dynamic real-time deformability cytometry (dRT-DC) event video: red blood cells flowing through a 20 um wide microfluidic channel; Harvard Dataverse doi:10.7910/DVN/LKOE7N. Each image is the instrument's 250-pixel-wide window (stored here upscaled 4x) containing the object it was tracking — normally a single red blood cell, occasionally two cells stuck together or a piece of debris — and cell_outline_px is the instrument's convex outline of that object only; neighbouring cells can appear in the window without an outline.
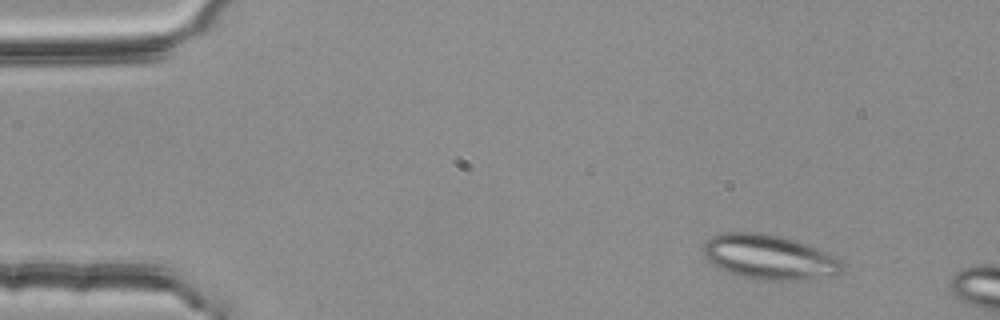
{"species": "common noctule bat (a hibernating species)", "species_latin": "Nyctalus noctula", "temperature_condition": "room temperature", "stored_images_in_passage": 3, "camera_frame_rate_fps": 3000, "um_per_image_px": 0.085, "animal": {"sex": "female", "body_mass_g": 25.1}, "frame": {"image": 1, "passage_image": 2, "time_ms": 0.333, "image_size_px": [1000, 320], "cell_outline_px": [[844, 268], [840, 276], [800, 280], [756, 280], [740, 276], [720, 268], [708, 260], [704, 256], [704, 244], [712, 236], [728, 232], [760, 232], [796, 240], [836, 256], [840, 260]], "centroid_in_image_um": [65.45, 21.87], "position_along_channel_um": 19.6, "area_um2": 36.3}}